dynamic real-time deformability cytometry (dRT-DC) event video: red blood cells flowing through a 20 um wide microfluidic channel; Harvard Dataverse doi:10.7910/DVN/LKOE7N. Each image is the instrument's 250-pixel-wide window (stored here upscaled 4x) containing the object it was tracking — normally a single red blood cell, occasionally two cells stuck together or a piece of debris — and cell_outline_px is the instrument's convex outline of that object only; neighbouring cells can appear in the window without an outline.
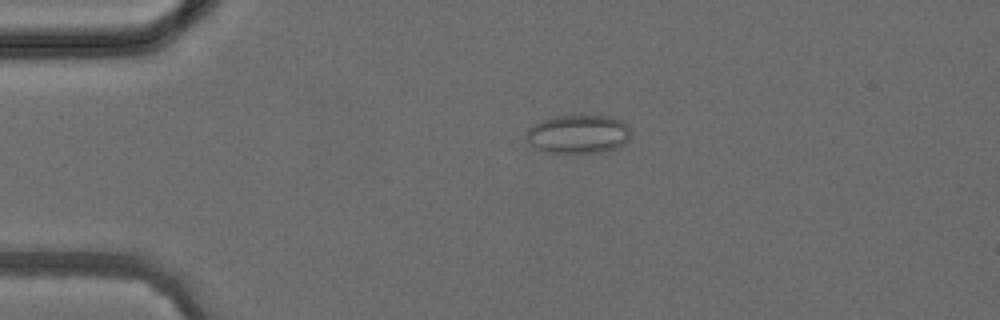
{"species": "common noctule bat (a hibernating species)", "species_latin": "Nyctalus noctula", "temperature_condition": "cold", "stored_images_in_passage": 5, "camera_frame_rate_fps": 3000, "um_per_image_px": 0.085, "animal": {"sex": "female", "body_mass_g": 24.6, "forearm_length_mm": 56.2}, "frame": {"image": 1, "passage_image": 5, "time_ms": 5.0, "image_size_px": [1000, 320], "cell_outline_px": [[632, 136], [624, 144], [616, 148], [600, 152], [544, 152], [528, 144], [524, 140], [524, 136], [528, 128], [532, 124], [540, 120], [556, 116], [580, 112], [612, 116], [628, 124], [632, 132]], "centroid_in_image_um": [49.14, 11.34], "position_along_channel_um": 35.9, "area_um2": 24.74}}